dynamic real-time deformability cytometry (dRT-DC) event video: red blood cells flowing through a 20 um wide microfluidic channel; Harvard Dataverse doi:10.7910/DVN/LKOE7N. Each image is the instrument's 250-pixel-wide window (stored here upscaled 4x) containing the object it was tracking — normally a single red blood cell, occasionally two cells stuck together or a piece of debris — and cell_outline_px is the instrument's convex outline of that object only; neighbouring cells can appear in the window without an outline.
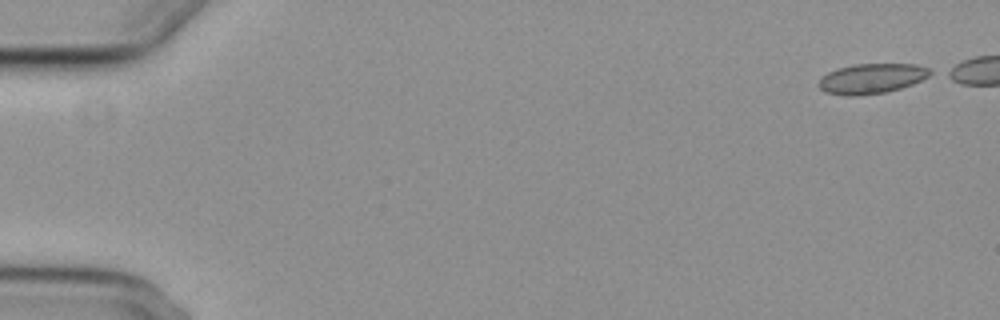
{"species": "common noctule bat (a hibernating species)", "species_latin": "Nyctalus noctula", "temperature_condition": "cold", "stored_images_in_passage": 47, "camera_frame_rate_fps": 3000, "um_per_image_px": 0.085, "animal": {"sex": "female", "body_mass_g": 29.2, "forearm_length_mm": 56.3}, "frame": {"image": 1, "passage_image": 1, "time_ms": 0.0, "image_size_px": [1000, 320], "cell_outline_px": [[936, 72], [912, 84], [900, 88], [884, 92], [856, 96], [844, 96], [828, 92], [820, 88], [816, 84], [828, 72], [836, 68], [852, 64], [916, 64], [928, 68]], "centroid_in_image_um": [74.09, 6.67], "position_along_channel_um": 10.9, "area_um2": 19.48}}
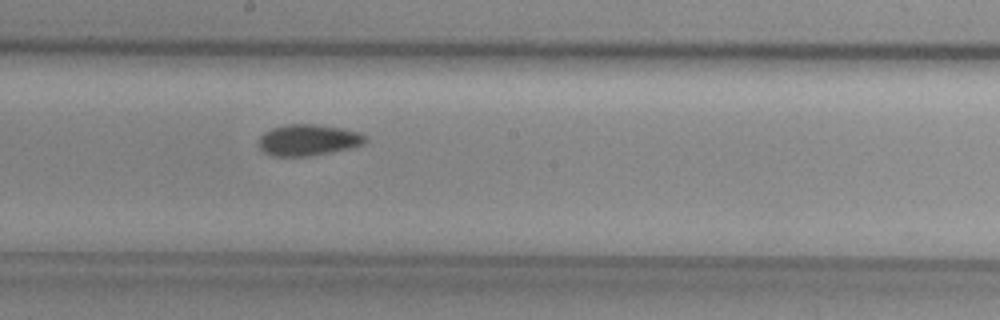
{"frame": {"image": 2, "passage_image": 30, "time_ms": 9.667, "image_size_px": [1000, 320], "cell_outline_px": [[368, 140], [364, 144], [352, 148], [312, 156], [272, 156], [264, 152], [260, 148], [260, 136], [264, 132], [272, 128], [288, 124], [312, 124], [340, 128], [360, 132]], "centroid_in_image_um": [26.22, 11.91], "position_along_channel_um": 222.0, "area_um2": 19.42}}
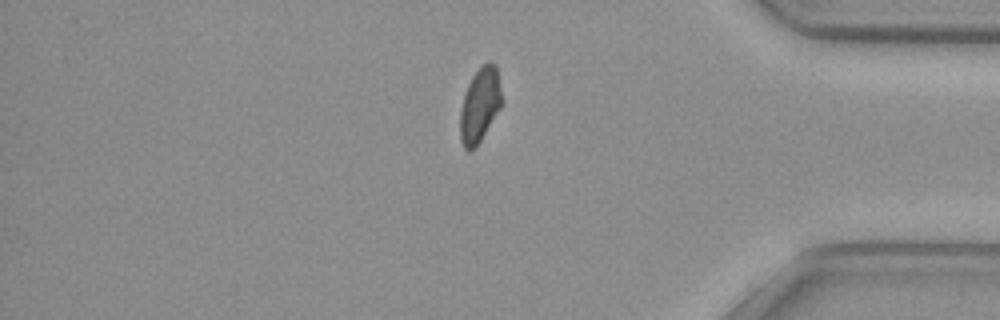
{"frame": {"image": 3, "passage_image": 46, "time_ms": 15.0, "image_size_px": [1000, 320], "cell_outline_px": [[504, 104], [480, 140], [468, 152], [464, 148], [460, 140], [460, 112], [464, 96], [468, 84], [472, 76], [488, 60], [496, 64]], "centroid_in_image_um": [40.82, 8.91], "position_along_channel_um": 394.4, "area_um2": 18.09}}